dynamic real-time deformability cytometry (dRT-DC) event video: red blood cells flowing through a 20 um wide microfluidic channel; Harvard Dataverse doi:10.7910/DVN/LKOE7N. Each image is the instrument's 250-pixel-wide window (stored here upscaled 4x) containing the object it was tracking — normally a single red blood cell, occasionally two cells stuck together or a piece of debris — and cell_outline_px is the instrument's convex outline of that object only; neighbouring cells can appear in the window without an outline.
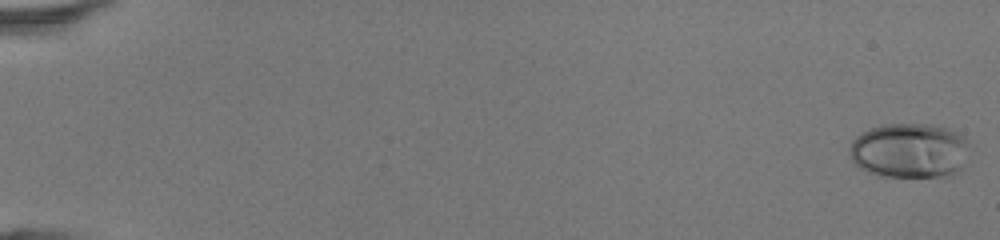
{"species": "human", "species_latin": "Homo sapiens", "temperature_condition": "room temperature", "stored_images_in_passage": 48, "camera_frame_rate_fps": 3000, "um_per_image_px": 0.085, "donor": {"sex": "female"}, "frame": {"image": 1, "passage_image": 1, "time_ms": 0.0, "image_size_px": [1000, 240], "cell_outline_px": [[968, 144], [960, 168], [956, 172], [948, 176], [876, 176], [860, 168], [848, 156], [848, 148], [852, 140], [856, 136], [872, 128], [884, 124], [928, 124], [948, 128], [964, 136], [968, 140]], "centroid_in_image_um": [77.25, 12.79], "position_along_channel_um": 7.8, "area_um2": 38.26}}
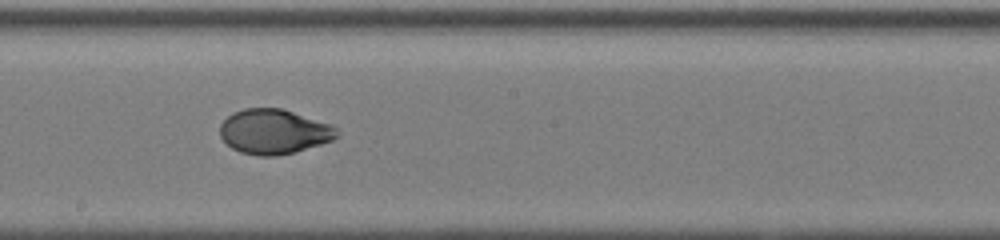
{"frame": {"image": 2, "passage_image": 29, "time_ms": 9.333, "image_size_px": [1000, 240], "cell_outline_px": [[340, 136], [332, 140], [296, 152], [276, 156], [256, 156], [240, 152], [232, 148], [220, 136], [220, 124], [232, 112], [244, 108], [280, 108], [328, 124], [336, 128], [340, 132]], "centroid_in_image_um": [23.26, 11.2], "position_along_channel_um": 224.9, "area_um2": 30.4}}
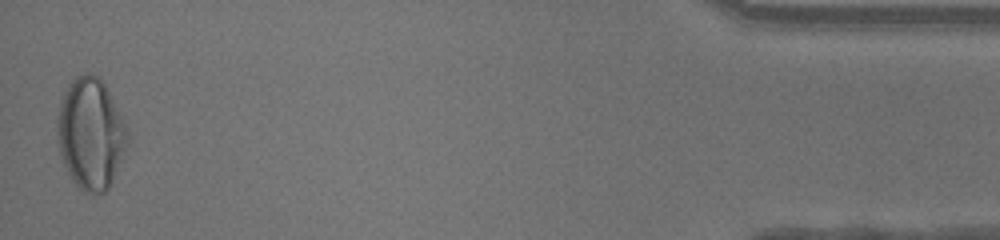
{"frame": {"image": 3, "passage_image": 48, "time_ms": 15.667, "image_size_px": [1000, 240], "cell_outline_px": [[128, 144], [112, 180], [108, 188], [104, 192], [84, 192], [76, 188], [60, 156], [56, 132], [56, 116], [60, 100], [68, 84], [76, 76], [84, 72], [92, 72], [104, 80], [128, 132]], "centroid_in_image_um": [7.67, 11.32], "position_along_channel_um": 427.5, "area_um2": 45.84}, "authors_computed_cell_mechanics": {"area_um2": 31.7611, "velocity_mm_per_s": 4.4001, "shape_relaxation_time_tau1_ms": 9.7467, "shape_relaxation_time_tau2_ms": null, "deformation_change_tau1": 0.3175, "deformation_change_tau2": null}}